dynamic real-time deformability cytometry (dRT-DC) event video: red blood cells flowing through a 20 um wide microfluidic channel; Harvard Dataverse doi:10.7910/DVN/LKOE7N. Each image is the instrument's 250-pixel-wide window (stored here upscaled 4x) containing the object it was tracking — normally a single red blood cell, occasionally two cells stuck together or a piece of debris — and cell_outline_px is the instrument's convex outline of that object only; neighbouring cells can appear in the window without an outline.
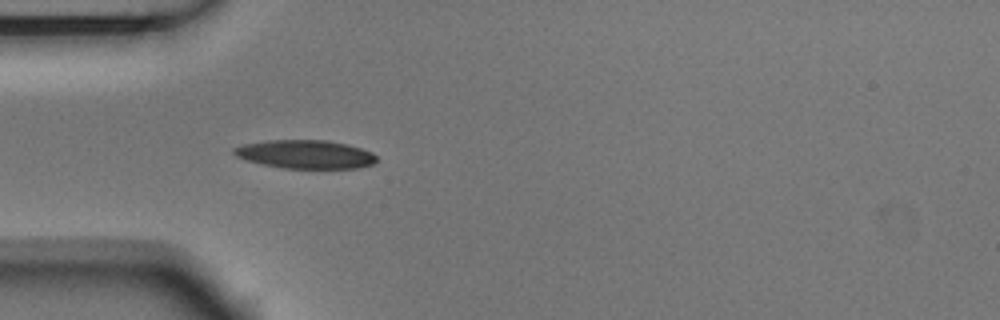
{"species": "Egyptian fruit bat (a non-hibernating species)", "species_latin": "Rousettus aegyptiacus", "temperature_condition": "room temperature", "stored_images_in_passage": 5, "camera_frame_rate_fps": 3000, "um_per_image_px": 0.085, "animal": {"sex": "male"}, "frame": {"image": 1, "passage_image": 5, "time_ms": 1.333, "image_size_px": [1000, 320], "cell_outline_px": [[376, 160], [372, 164], [356, 168], [284, 168], [264, 164], [248, 160], [236, 156], [232, 152], [232, 148], [244, 144], [268, 140], [328, 140], [348, 144], [372, 152], [376, 156]], "centroid_in_image_um": [25.96, 13.1], "position_along_channel_um": 59.0, "area_um2": 23.52}}